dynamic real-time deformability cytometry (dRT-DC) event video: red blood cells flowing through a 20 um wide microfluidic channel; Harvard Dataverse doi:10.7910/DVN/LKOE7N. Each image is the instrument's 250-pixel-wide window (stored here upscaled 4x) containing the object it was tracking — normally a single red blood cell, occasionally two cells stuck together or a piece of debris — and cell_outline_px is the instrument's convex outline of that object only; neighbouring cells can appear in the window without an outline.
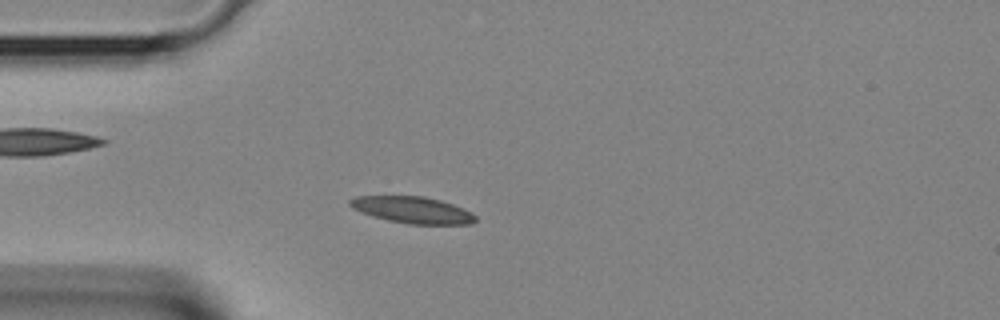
{"species": "Egyptian fruit bat (a non-hibernating species)", "species_latin": "Rousettus aegyptiacus", "temperature_condition": "room temperature", "stored_images_in_passage": 38, "camera_frame_rate_fps": 3000, "um_per_image_px": 0.085, "animal": {"sex": "female"}, "frame": {"image": 1, "passage_image": 9, "time_ms": 2.667, "image_size_px": [1000, 320], "cell_outline_px": [[476, 220], [472, 224], [408, 224], [388, 220], [372, 216], [352, 208], [348, 204], [348, 200], [356, 196], [424, 196], [440, 200], [452, 204], [472, 212], [476, 216]], "centroid_in_image_um": [35.05, 17.84], "position_along_channel_um": 49.9, "area_um2": 19.48}}
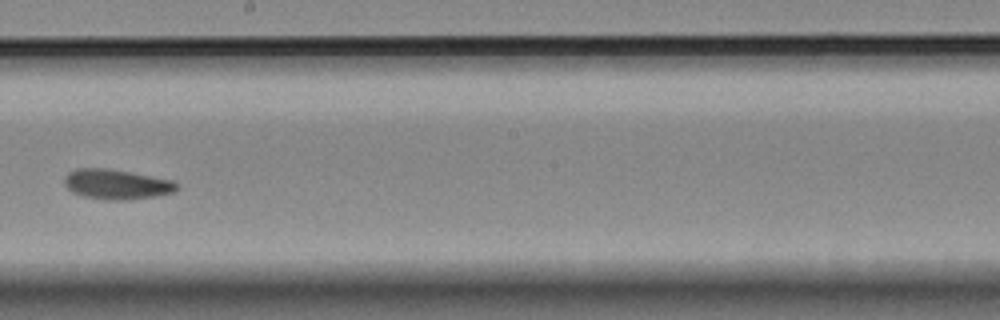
{"frame": {"image": 2, "passage_image": 21, "time_ms": 6.667, "image_size_px": [1000, 320], "cell_outline_px": [[180, 188], [176, 192], [128, 200], [112, 200], [84, 196], [72, 192], [64, 184], [64, 176], [68, 172], [76, 168], [108, 168], [172, 180], [180, 184]], "centroid_in_image_um": [9.92, 15.65], "position_along_channel_um": 238.3, "area_um2": 19.65}}
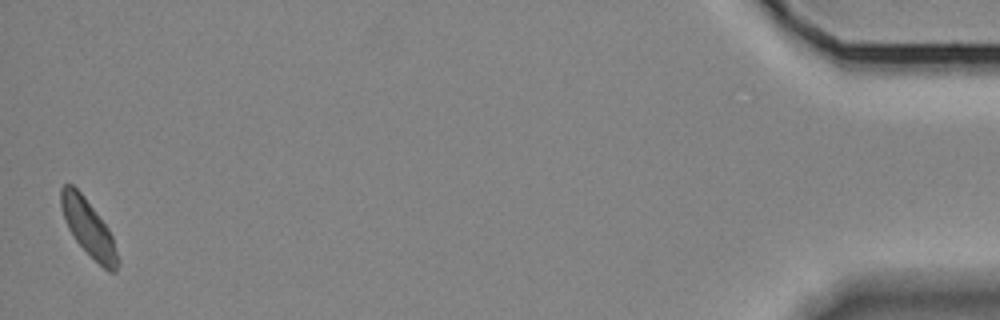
{"frame": {"image": 3, "passage_image": 38, "time_ms": 12.333, "image_size_px": [1000, 320], "cell_outline_px": [[120, 264], [116, 272], [108, 272], [76, 240], [68, 228], [60, 204], [60, 188], [64, 184], [72, 184], [84, 196], [108, 228], [112, 236], [120, 260]], "centroid_in_image_um": [7.54, 19.38], "position_along_channel_um": 427.7, "area_um2": 18.38}}